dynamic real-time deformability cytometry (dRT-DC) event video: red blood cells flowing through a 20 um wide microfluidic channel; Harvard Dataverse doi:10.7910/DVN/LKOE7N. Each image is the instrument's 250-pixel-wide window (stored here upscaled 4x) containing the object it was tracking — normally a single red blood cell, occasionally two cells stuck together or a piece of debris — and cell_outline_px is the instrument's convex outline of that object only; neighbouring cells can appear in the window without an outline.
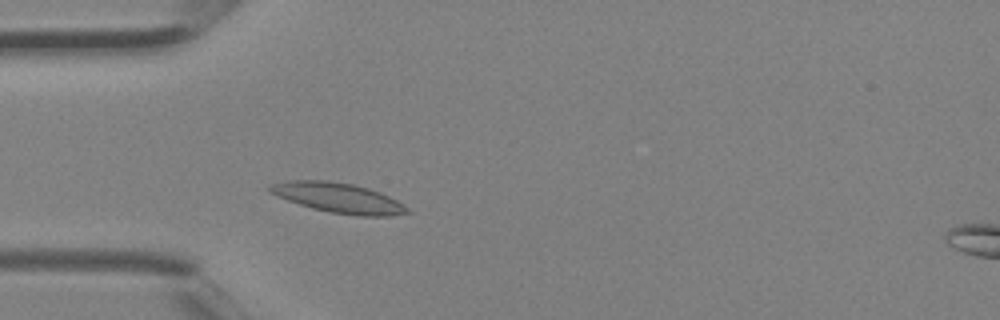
{"species": "Egyptian fruit bat (a non-hibernating species)", "species_latin": "Rousettus aegyptiacus", "temperature_condition": "room temperature", "stored_images_in_passage": 4, "camera_frame_rate_fps": 3000, "um_per_image_px": 0.085, "animal": {"sex": "female"}, "frame": {"image": 1, "passage_image": 3, "time_ms": 0.667, "image_size_px": [1000, 320], "cell_outline_px": [[412, 212], [388, 216], [356, 216], [332, 212], [312, 208], [276, 196], [268, 192], [268, 184], [288, 180], [328, 180], [352, 184], [368, 188], [380, 192], [404, 204]], "centroid_in_image_um": [28.74, 16.81], "position_along_channel_um": 56.3, "area_um2": 24.04}}